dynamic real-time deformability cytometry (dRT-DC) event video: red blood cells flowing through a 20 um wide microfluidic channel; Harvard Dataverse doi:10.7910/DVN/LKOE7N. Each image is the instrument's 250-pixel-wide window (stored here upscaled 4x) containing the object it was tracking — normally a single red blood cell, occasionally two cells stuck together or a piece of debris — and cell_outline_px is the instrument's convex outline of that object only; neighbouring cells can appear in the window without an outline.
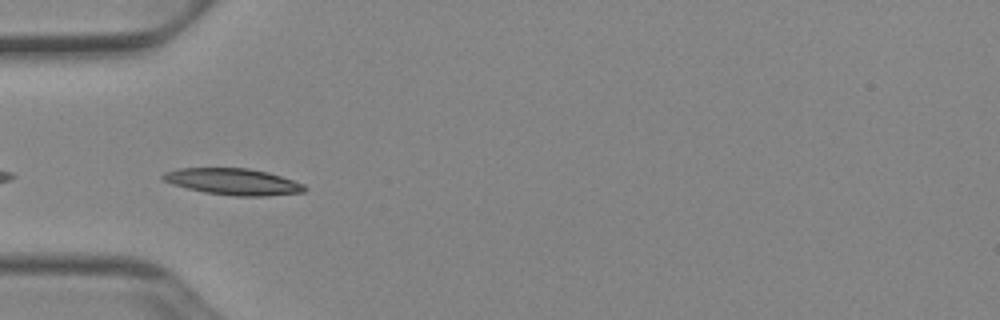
{"species": "Egyptian fruit bat (a non-hibernating species)", "species_latin": "Rousettus aegyptiacus", "temperature_condition": "cold", "stored_images_in_passage": 37, "camera_frame_rate_fps": 3000, "um_per_image_px": 0.085, "animal": {"sex": "female"}, "frame": {"image": 1, "passage_image": 2, "time_ms": 0.333, "image_size_px": [1000, 320], "cell_outline_px": [[308, 188], [304, 192], [268, 196], [232, 196], [204, 192], [172, 184], [164, 180], [160, 176], [164, 172], [176, 168], [248, 168], [268, 172], [304, 184]], "centroid_in_image_um": [19.82, 15.44], "position_along_channel_um": 65.2, "area_um2": 21.91}}
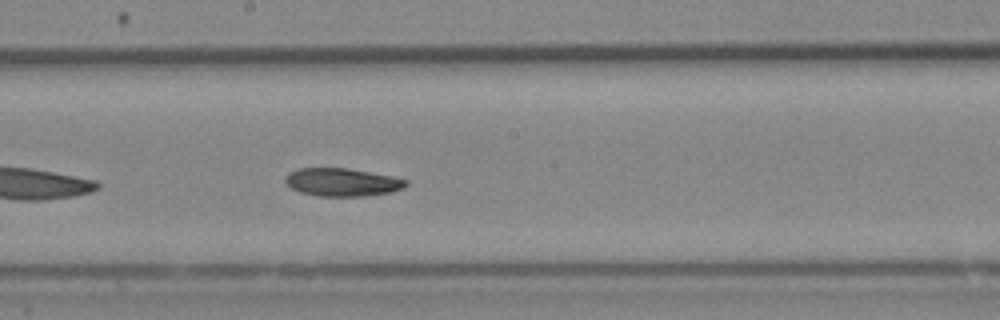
{"frame": {"image": 2, "passage_image": 14, "time_ms": 4.333, "image_size_px": [1000, 320], "cell_outline_px": [[408, 184], [404, 188], [392, 192], [364, 196], [320, 196], [300, 192], [292, 188], [284, 180], [284, 176], [288, 172], [296, 168], [348, 168], [392, 176], [408, 180]], "centroid_in_image_um": [29.08, 15.48], "position_along_channel_um": 219.1, "area_um2": 19.83}}
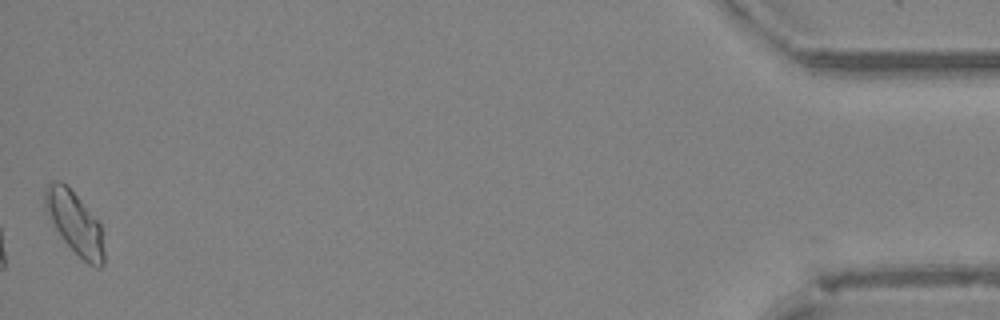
{"frame": {"image": 3, "passage_image": 37, "time_ms": 12.0, "image_size_px": [1000, 320], "cell_outline_px": [[104, 264], [100, 268], [96, 268], [88, 264], [64, 240], [56, 228], [44, 208], [44, 188], [52, 180], [60, 180], [80, 200], [100, 224], [104, 252]], "centroid_in_image_um": [6.34, 18.95], "position_along_channel_um": 428.9, "area_um2": 20.92}, "authors_computed_cell_mechanics": {"area_um2": 20.23, "velocity_mm_per_s": 3.8957, "shape_relaxation_time_tau1_ms": 3.4463, "shape_relaxation_time_tau2_ms": 6.6826, "deformation_change_tau1": 0.1198, "deformation_change_tau2": 0.1293}}